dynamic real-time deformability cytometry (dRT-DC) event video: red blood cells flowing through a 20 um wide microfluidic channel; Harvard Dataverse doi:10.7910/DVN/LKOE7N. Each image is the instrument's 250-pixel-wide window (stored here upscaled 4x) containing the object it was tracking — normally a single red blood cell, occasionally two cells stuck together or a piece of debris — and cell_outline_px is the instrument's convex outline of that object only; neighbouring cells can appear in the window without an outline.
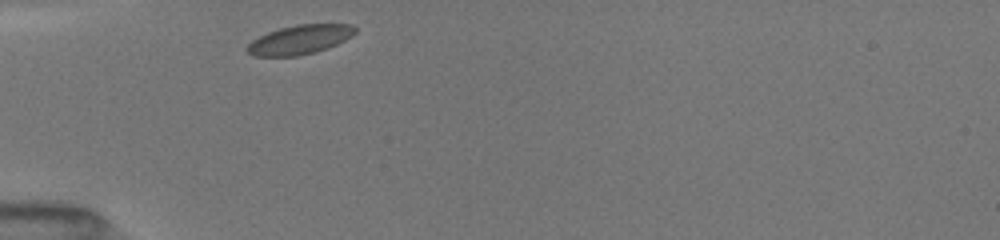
{"species": "common noctule bat (a hibernating species)", "species_latin": "Nyctalus noctula", "temperature_condition": "room temperature", "stored_images_in_passage": 2, "camera_frame_rate_fps": 3000, "um_per_image_px": 0.085, "animal": {"sex": "female", "body_mass_g": 19.5, "forearm_length_mm": 54.1}, "frame": {"image": 1, "passage_image": 1, "time_ms": 0.0, "image_size_px": [1000, 240], "cell_outline_px": [[356, 32], [352, 36], [328, 48], [316, 52], [296, 56], [256, 56], [248, 52], [244, 48], [252, 40], [268, 32], [280, 28], [296, 24], [352, 24], [356, 28]], "centroid_in_image_um": [25.48, 3.37], "position_along_channel_um": 59.5, "area_um2": 18.38}}
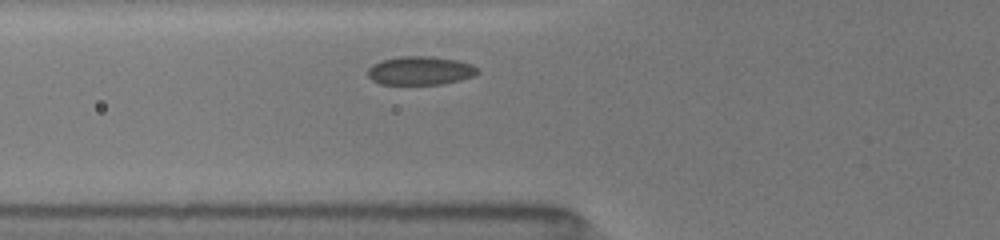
{"frame": {"image": 2, "passage_image": 2, "time_ms": 1.0, "image_size_px": [1000, 240], "cell_outline_px": [[480, 72], [472, 76], [460, 80], [440, 84], [380, 84], [372, 80], [368, 76], [368, 68], [372, 64], [380, 60], [400, 56], [428, 56], [456, 60], [472, 64], [480, 68]], "centroid_in_image_um": [35.71, 6.0], "position_along_channel_um": 90.1, "area_um2": 18.38}}